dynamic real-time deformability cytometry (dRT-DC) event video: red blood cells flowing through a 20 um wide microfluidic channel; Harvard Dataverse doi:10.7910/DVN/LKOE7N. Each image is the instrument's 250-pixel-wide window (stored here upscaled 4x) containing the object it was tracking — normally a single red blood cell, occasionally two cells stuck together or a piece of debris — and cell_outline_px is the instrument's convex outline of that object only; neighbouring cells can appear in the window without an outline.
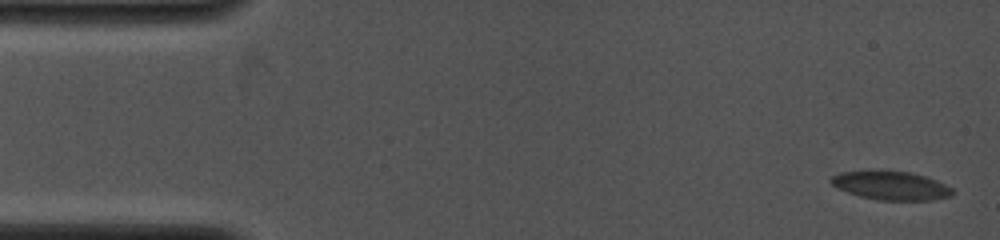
{"species": "common noctule bat (a hibernating species)", "species_latin": "Nyctalus noctula", "temperature_condition": "cold", "stored_images_in_passage": 5, "segment_of_instrument_passage": [2, 2], "camera_frame_rate_fps": 4000, "um_per_image_px": 0.085, "animal": {"sex": "female", "body_mass_g": 19.0, "forearm_length_mm": 53.3}, "frame": {"image": 1, "passage_image": 5, "time_ms": 5.0, "image_size_px": [1000, 240], "cell_outline_px": [[956, 192], [952, 196], [932, 200], [880, 200], [860, 196], [836, 188], [828, 180], [832, 176], [840, 172], [908, 172], [924, 176], [936, 180], [952, 188]], "centroid_in_image_um": [75.76, 15.8], "position_along_channel_um": 9.2, "area_um2": 19.88}}